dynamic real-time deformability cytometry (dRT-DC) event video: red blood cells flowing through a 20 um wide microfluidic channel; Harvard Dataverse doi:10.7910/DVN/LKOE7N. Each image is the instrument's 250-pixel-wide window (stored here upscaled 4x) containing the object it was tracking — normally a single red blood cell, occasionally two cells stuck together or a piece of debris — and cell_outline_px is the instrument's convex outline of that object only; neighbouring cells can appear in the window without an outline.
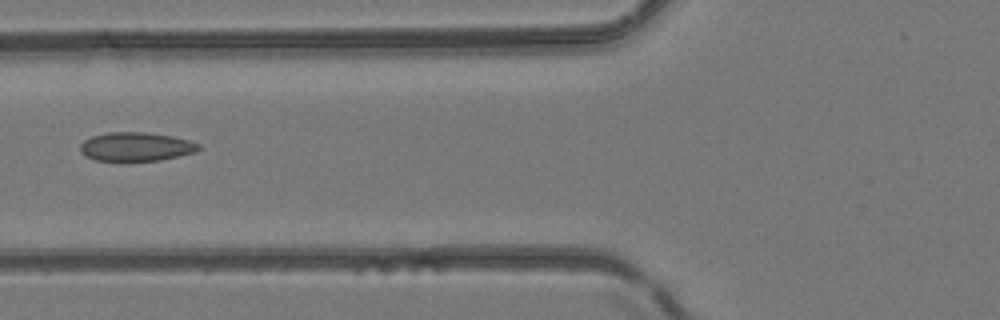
{"species": "common noctule bat (a hibernating species)", "species_latin": "Nyctalus noctula", "temperature_condition": "room temperature", "stored_images_in_passage": 6, "camera_frame_rate_fps": 3000, "um_per_image_px": 0.085, "animal": {"sex": "female", "body_mass_g": 24.6, "forearm_length_mm": 56.2}, "frame": {"image": 1, "passage_image": 6, "time_ms": 1.667, "image_size_px": [1000, 320], "cell_outline_px": [[200, 148], [196, 152], [180, 156], [160, 160], [128, 164], [96, 160], [84, 156], [80, 152], [80, 144], [84, 140], [92, 136], [108, 132], [144, 132], [172, 136], [188, 140], [200, 144]], "centroid_in_image_um": [11.52, 12.52], "position_along_channel_um": 114.3, "area_um2": 20.75}}